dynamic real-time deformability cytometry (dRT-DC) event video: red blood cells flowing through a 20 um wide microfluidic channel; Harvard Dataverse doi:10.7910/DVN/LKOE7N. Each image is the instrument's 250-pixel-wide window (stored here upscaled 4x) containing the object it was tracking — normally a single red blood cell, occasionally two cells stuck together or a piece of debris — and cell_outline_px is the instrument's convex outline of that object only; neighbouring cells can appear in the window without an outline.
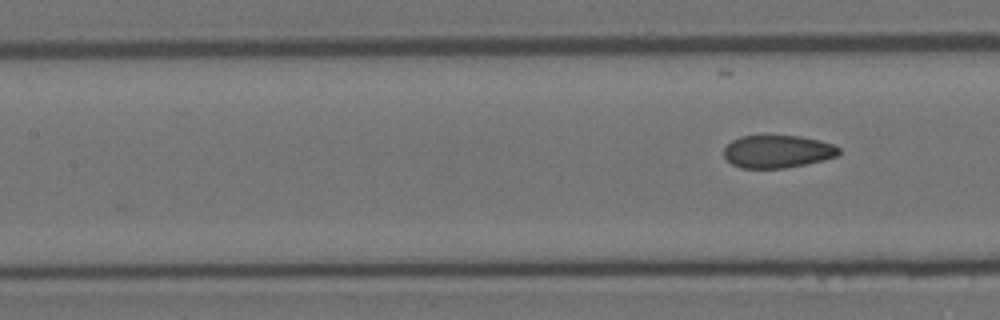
{"species": "Egyptian fruit bat (a non-hibernating species)", "species_latin": "Rousettus aegyptiacus", "temperature_condition": "room temperature", "stored_images_in_passage": 5, "camera_frame_rate_fps": 3000, "um_per_image_px": 0.085, "animal": {"sex": "female"}, "frame": {"image": 1, "passage_image": 5, "time_ms": 1.333, "image_size_px": [1000, 320], "cell_outline_px": [[840, 152], [836, 156], [824, 160], [784, 168], [740, 168], [732, 164], [724, 156], [724, 148], [732, 140], [740, 136], [800, 136], [820, 140], [832, 144], [840, 148]], "centroid_in_image_um": [66.08, 12.88], "position_along_channel_um": 141.3, "area_um2": 21.85}}